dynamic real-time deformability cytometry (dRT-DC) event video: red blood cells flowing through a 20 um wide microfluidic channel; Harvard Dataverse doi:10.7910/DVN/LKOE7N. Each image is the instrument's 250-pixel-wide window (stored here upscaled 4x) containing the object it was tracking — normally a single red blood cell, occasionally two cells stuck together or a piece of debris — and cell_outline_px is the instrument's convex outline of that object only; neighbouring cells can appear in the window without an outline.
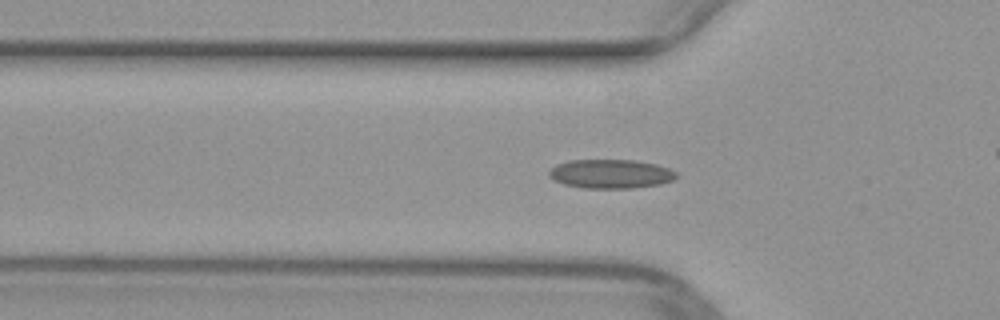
{"species": "common noctule bat (a hibernating species)", "species_latin": "Nyctalus noctula", "temperature_condition": "warm", "stored_images_in_passage": 38, "camera_frame_rate_fps": 3000, "um_per_image_px": 0.085, "animal": {"sex": "female", "body_mass_g": 29.2, "forearm_length_mm": 56.3}, "frame": {"image": 1, "passage_image": 8, "time_ms": 2.333, "image_size_px": [1000, 320], "cell_outline_px": [[676, 176], [672, 180], [660, 184], [632, 188], [584, 188], [564, 184], [548, 176], [548, 172], [556, 164], [568, 160], [632, 160], [656, 164], [668, 168], [676, 172]], "centroid_in_image_um": [51.89, 14.77], "position_along_channel_um": 73.9, "area_um2": 21.39}}
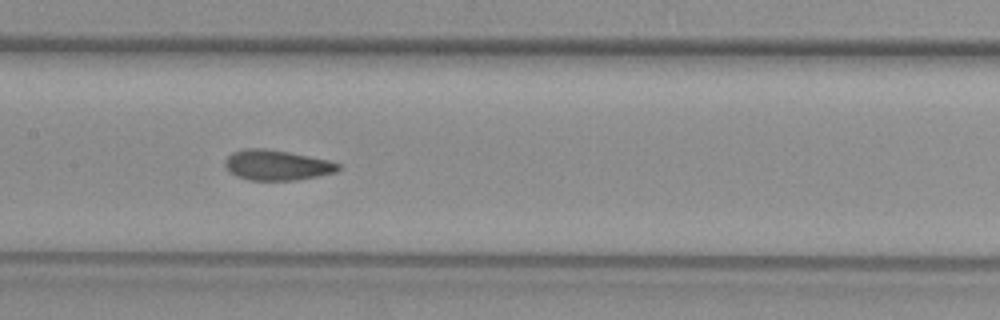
{"frame": {"image": 2, "passage_image": 16, "time_ms": 5.0, "image_size_px": [1000, 320], "cell_outline_px": [[340, 168], [336, 172], [320, 176], [296, 180], [248, 180], [236, 176], [228, 172], [224, 164], [224, 160], [232, 152], [244, 148], [264, 148], [288, 152], [328, 160], [340, 164]], "centroid_in_image_um": [23.5, 14.04], "position_along_channel_um": 183.9, "area_um2": 20.11}}
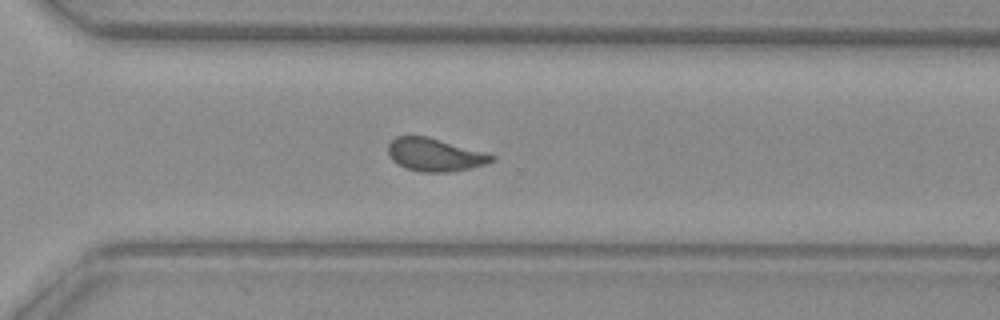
{"frame": {"image": 3, "passage_image": 27, "time_ms": 8.667, "image_size_px": [1000, 320], "cell_outline_px": [[496, 160], [488, 164], [448, 172], [420, 172], [404, 168], [396, 164], [392, 160], [388, 152], [388, 144], [396, 136], [428, 136], [484, 152], [496, 156]], "centroid_in_image_um": [36.95, 13.16], "position_along_channel_um": 333.6, "area_um2": 20.0}}